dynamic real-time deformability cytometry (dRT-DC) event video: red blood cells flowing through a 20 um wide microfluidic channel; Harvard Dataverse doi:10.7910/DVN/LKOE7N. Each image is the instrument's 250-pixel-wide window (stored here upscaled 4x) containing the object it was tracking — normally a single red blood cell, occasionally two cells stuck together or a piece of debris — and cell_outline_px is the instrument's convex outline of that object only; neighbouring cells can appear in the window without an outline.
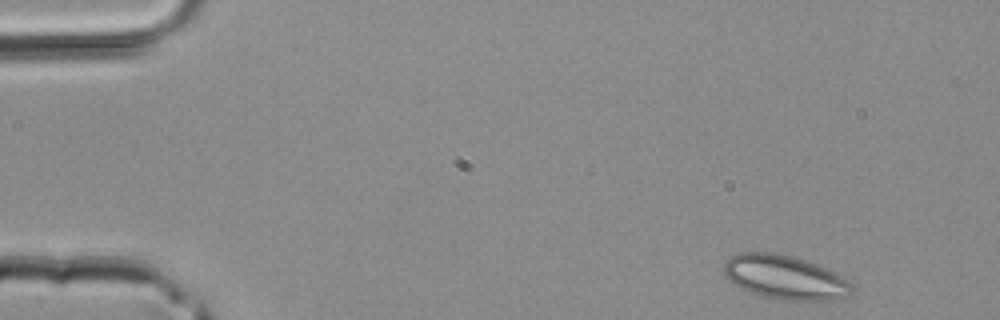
{"species": "common noctule bat (a hibernating species)", "species_latin": "Nyctalus noctula", "temperature_condition": "room temperature", "stored_images_in_passage": 39, "camera_frame_rate_fps": 3000, "um_per_image_px": 0.085, "animal": {"sex": "male", "body_mass_g": 20.4}, "frame": {"image": 1, "passage_image": 1, "time_ms": 0.0, "image_size_px": [1000, 320], "cell_outline_px": [[852, 292], [848, 296], [832, 300], [784, 300], [760, 296], [732, 284], [724, 276], [724, 264], [732, 256], [740, 252], [776, 252], [808, 260], [836, 272], [848, 280], [852, 284]], "centroid_in_image_um": [66.73, 23.56], "position_along_channel_um": 18.3, "area_um2": 33.18}}
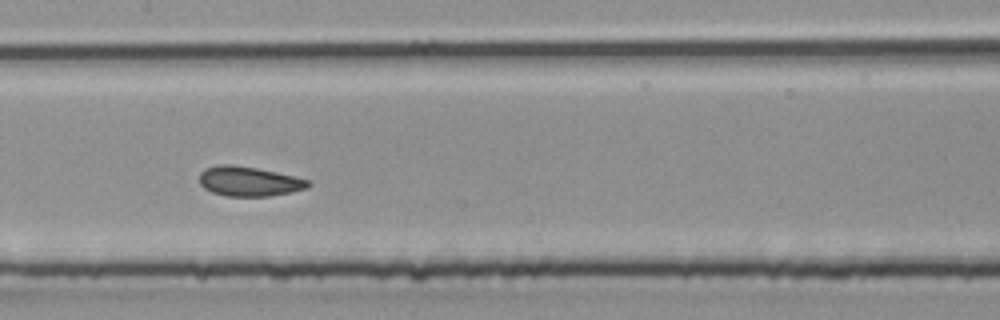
{"frame": {"image": 2, "passage_image": 18, "time_ms": 5.667, "image_size_px": [1000, 320], "cell_outline_px": [[312, 184], [308, 188], [268, 196], [224, 196], [212, 192], [204, 188], [200, 184], [200, 172], [204, 168], [220, 164], [232, 164], [256, 168], [276, 172], [308, 180]], "centroid_in_image_um": [21.12, 15.41], "position_along_channel_um": 186.3, "area_um2": 18.73}}
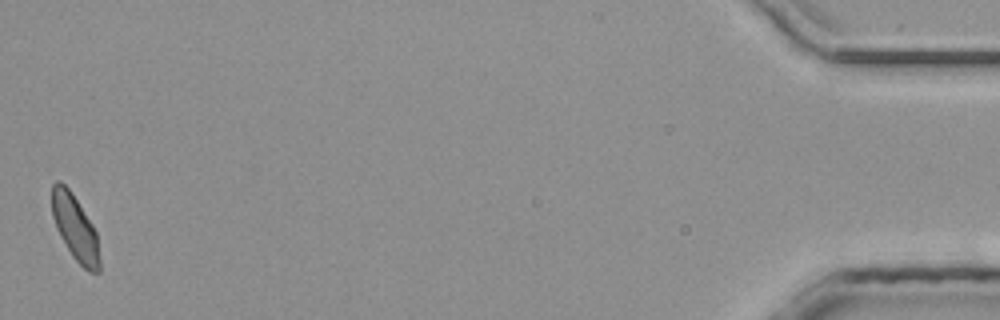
{"frame": {"image": 3, "passage_image": 39, "time_ms": 12.667, "image_size_px": [1000, 320], "cell_outline_px": [[100, 272], [88, 272], [72, 256], [60, 236], [56, 228], [52, 216], [52, 184], [56, 180], [60, 180], [68, 188], [92, 224], [96, 232], [100, 260]], "centroid_in_image_um": [6.37, 19.38], "position_along_channel_um": 428.8, "area_um2": 18.03}}